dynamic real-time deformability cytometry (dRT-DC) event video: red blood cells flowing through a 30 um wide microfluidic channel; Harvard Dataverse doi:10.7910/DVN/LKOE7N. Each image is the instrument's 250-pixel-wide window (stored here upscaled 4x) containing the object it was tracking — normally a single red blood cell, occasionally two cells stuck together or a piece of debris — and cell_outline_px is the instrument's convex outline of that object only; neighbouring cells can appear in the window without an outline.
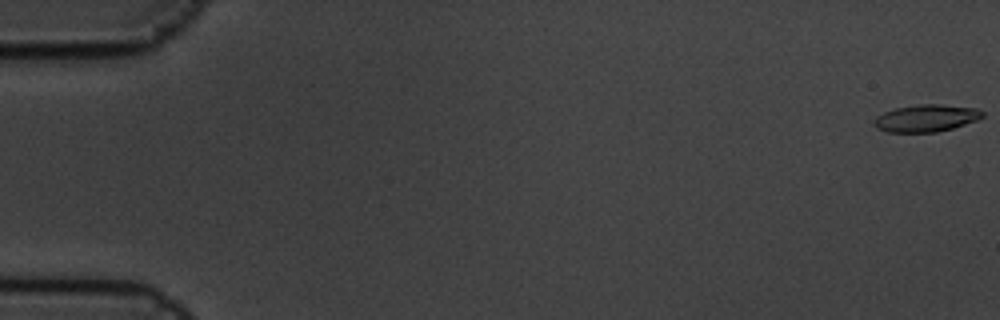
{"species": "common noctule bat (a hibernating species)", "species_latin": "Nyctalus noctula", "temperature_condition": "cold", "stored_images_in_passage": 16, "camera_frame_rate_fps": 3000, "um_per_image_px": 0.085, "animal": {"sex": "male", "body_mass_g": 19.5, "forearm_length_mm": 54.6}, "frame": {"image": 1, "passage_image": 1, "time_ms": 0.0, "image_size_px": [1000, 320], "cell_outline_px": [[984, 116], [976, 120], [952, 128], [936, 132], [888, 132], [876, 128], [872, 124], [872, 120], [876, 116], [884, 112], [896, 108], [920, 104], [940, 104], [976, 108], [984, 112]], "centroid_in_image_um": [78.68, 10.04], "position_along_channel_um": 6.3, "area_um2": 17.17}}
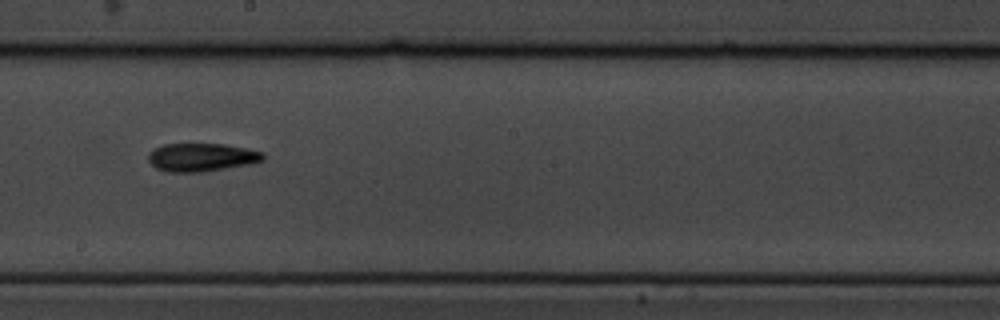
{"frame": {"image": 2, "passage_image": 10, "time_ms": 3.0, "image_size_px": [1000, 320], "cell_outline_px": [[264, 160], [248, 164], [204, 172], [168, 172], [156, 168], [148, 160], [148, 152], [152, 148], [164, 144], [224, 144], [264, 152]], "centroid_in_image_um": [17.09, 13.37], "position_along_channel_um": 231.1, "area_um2": 18.9}}
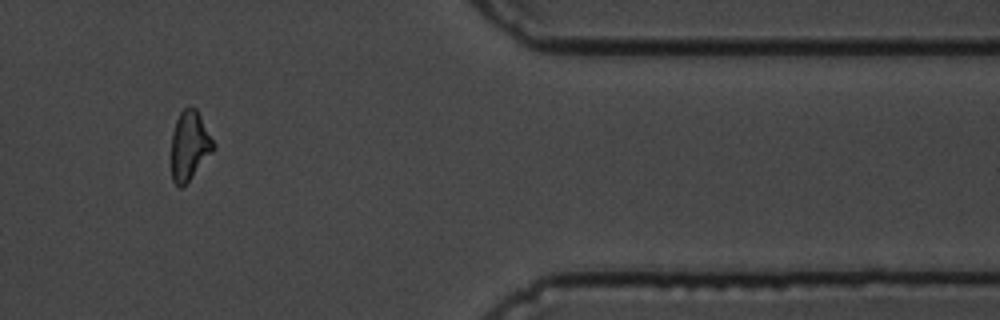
{"frame": {"image": 3, "passage_image": 15, "time_ms": 4.667, "image_size_px": [1000, 320], "cell_outline_px": [[216, 148], [188, 180], [180, 188], [172, 180], [172, 132], [176, 120], [180, 112], [188, 104], [192, 104], [196, 108], [216, 144]], "centroid_in_image_um": [16.12, 12.3], "position_along_channel_um": 395.3, "area_um2": 16.94}}